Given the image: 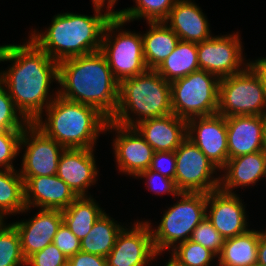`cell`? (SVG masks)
<instances>
[{
    "label": "cell",
    "mask_w": 266,
    "mask_h": 266,
    "mask_svg": "<svg viewBox=\"0 0 266 266\" xmlns=\"http://www.w3.org/2000/svg\"><path fill=\"white\" fill-rule=\"evenodd\" d=\"M94 6V17L59 14L53 19L45 35L33 34L30 39L58 63L100 51L105 26L114 16V11L109 10L103 15L100 13L102 6Z\"/></svg>",
    "instance_id": "3957f363"
},
{
    "label": "cell",
    "mask_w": 266,
    "mask_h": 266,
    "mask_svg": "<svg viewBox=\"0 0 266 266\" xmlns=\"http://www.w3.org/2000/svg\"><path fill=\"white\" fill-rule=\"evenodd\" d=\"M62 222L61 210L41 209L33 219L13 223L20 236L24 258L27 260L34 253L53 243Z\"/></svg>",
    "instance_id": "d6986e66"
},
{
    "label": "cell",
    "mask_w": 266,
    "mask_h": 266,
    "mask_svg": "<svg viewBox=\"0 0 266 266\" xmlns=\"http://www.w3.org/2000/svg\"><path fill=\"white\" fill-rule=\"evenodd\" d=\"M67 266H107V262L106 257L80 251L68 259Z\"/></svg>",
    "instance_id": "ab89813d"
},
{
    "label": "cell",
    "mask_w": 266,
    "mask_h": 266,
    "mask_svg": "<svg viewBox=\"0 0 266 266\" xmlns=\"http://www.w3.org/2000/svg\"><path fill=\"white\" fill-rule=\"evenodd\" d=\"M22 178L24 179L25 204L27 208L30 207V204H35L41 208L43 207L42 209L62 211L78 197L56 174ZM31 197L33 201H31Z\"/></svg>",
    "instance_id": "ac0fdd59"
},
{
    "label": "cell",
    "mask_w": 266,
    "mask_h": 266,
    "mask_svg": "<svg viewBox=\"0 0 266 266\" xmlns=\"http://www.w3.org/2000/svg\"><path fill=\"white\" fill-rule=\"evenodd\" d=\"M14 65L0 75L22 119L27 124L41 119L52 78L58 80V62L32 40L26 45L0 46V61Z\"/></svg>",
    "instance_id": "6da1fadb"
},
{
    "label": "cell",
    "mask_w": 266,
    "mask_h": 266,
    "mask_svg": "<svg viewBox=\"0 0 266 266\" xmlns=\"http://www.w3.org/2000/svg\"><path fill=\"white\" fill-rule=\"evenodd\" d=\"M259 239L260 232L252 230L225 239L219 254V266H250L257 263Z\"/></svg>",
    "instance_id": "d4e9b609"
},
{
    "label": "cell",
    "mask_w": 266,
    "mask_h": 266,
    "mask_svg": "<svg viewBox=\"0 0 266 266\" xmlns=\"http://www.w3.org/2000/svg\"><path fill=\"white\" fill-rule=\"evenodd\" d=\"M177 248L173 249L171 259L180 266H209L210 261L216 256L209 249L190 239L179 243Z\"/></svg>",
    "instance_id": "1f68e13d"
},
{
    "label": "cell",
    "mask_w": 266,
    "mask_h": 266,
    "mask_svg": "<svg viewBox=\"0 0 266 266\" xmlns=\"http://www.w3.org/2000/svg\"><path fill=\"white\" fill-rule=\"evenodd\" d=\"M53 244L66 256L67 259L81 251V241L63 222L54 236Z\"/></svg>",
    "instance_id": "8d00e7d4"
},
{
    "label": "cell",
    "mask_w": 266,
    "mask_h": 266,
    "mask_svg": "<svg viewBox=\"0 0 266 266\" xmlns=\"http://www.w3.org/2000/svg\"><path fill=\"white\" fill-rule=\"evenodd\" d=\"M266 116L226 117L228 159L262 150Z\"/></svg>",
    "instance_id": "e0dca14e"
},
{
    "label": "cell",
    "mask_w": 266,
    "mask_h": 266,
    "mask_svg": "<svg viewBox=\"0 0 266 266\" xmlns=\"http://www.w3.org/2000/svg\"><path fill=\"white\" fill-rule=\"evenodd\" d=\"M26 264L21 249L19 233L13 224L4 228L0 221V266H19Z\"/></svg>",
    "instance_id": "4dcf8cb0"
},
{
    "label": "cell",
    "mask_w": 266,
    "mask_h": 266,
    "mask_svg": "<svg viewBox=\"0 0 266 266\" xmlns=\"http://www.w3.org/2000/svg\"><path fill=\"white\" fill-rule=\"evenodd\" d=\"M166 266H180L178 265L175 261H173L172 259L169 260L168 264Z\"/></svg>",
    "instance_id": "f6af8a7d"
},
{
    "label": "cell",
    "mask_w": 266,
    "mask_h": 266,
    "mask_svg": "<svg viewBox=\"0 0 266 266\" xmlns=\"http://www.w3.org/2000/svg\"><path fill=\"white\" fill-rule=\"evenodd\" d=\"M149 24L150 30L142 36L143 55L147 69L156 70L173 52L179 37L170 27L165 26V22H149Z\"/></svg>",
    "instance_id": "cb8c5ba5"
},
{
    "label": "cell",
    "mask_w": 266,
    "mask_h": 266,
    "mask_svg": "<svg viewBox=\"0 0 266 266\" xmlns=\"http://www.w3.org/2000/svg\"><path fill=\"white\" fill-rule=\"evenodd\" d=\"M57 81L63 87L57 92L62 98L91 105L109 120L116 113L120 83L100 51L59 62Z\"/></svg>",
    "instance_id": "7a4b0ae2"
},
{
    "label": "cell",
    "mask_w": 266,
    "mask_h": 266,
    "mask_svg": "<svg viewBox=\"0 0 266 266\" xmlns=\"http://www.w3.org/2000/svg\"><path fill=\"white\" fill-rule=\"evenodd\" d=\"M196 117L187 120V138L194 143L217 168H223L228 161V139L226 117L220 114ZM197 131V136H192Z\"/></svg>",
    "instance_id": "4fadbf2b"
},
{
    "label": "cell",
    "mask_w": 266,
    "mask_h": 266,
    "mask_svg": "<svg viewBox=\"0 0 266 266\" xmlns=\"http://www.w3.org/2000/svg\"><path fill=\"white\" fill-rule=\"evenodd\" d=\"M240 39L235 34L211 37L197 43L199 68L216 75L219 79L238 74L242 62Z\"/></svg>",
    "instance_id": "8fae6325"
},
{
    "label": "cell",
    "mask_w": 266,
    "mask_h": 266,
    "mask_svg": "<svg viewBox=\"0 0 266 266\" xmlns=\"http://www.w3.org/2000/svg\"><path fill=\"white\" fill-rule=\"evenodd\" d=\"M32 134L31 142L27 138V128L23 130L20 146L28 144L23 157L21 177L52 176L57 173L62 147L52 138L45 135L34 123L26 124ZM26 131V132H25ZM30 142V143H28Z\"/></svg>",
    "instance_id": "7c38bea8"
},
{
    "label": "cell",
    "mask_w": 266,
    "mask_h": 266,
    "mask_svg": "<svg viewBox=\"0 0 266 266\" xmlns=\"http://www.w3.org/2000/svg\"><path fill=\"white\" fill-rule=\"evenodd\" d=\"M175 157V183L181 193H209L221 187L219 179L210 180L216 166L188 138L175 150Z\"/></svg>",
    "instance_id": "30bf717a"
},
{
    "label": "cell",
    "mask_w": 266,
    "mask_h": 266,
    "mask_svg": "<svg viewBox=\"0 0 266 266\" xmlns=\"http://www.w3.org/2000/svg\"><path fill=\"white\" fill-rule=\"evenodd\" d=\"M211 76L199 69L170 82L173 114L185 120L217 114L220 79Z\"/></svg>",
    "instance_id": "8992f818"
},
{
    "label": "cell",
    "mask_w": 266,
    "mask_h": 266,
    "mask_svg": "<svg viewBox=\"0 0 266 266\" xmlns=\"http://www.w3.org/2000/svg\"><path fill=\"white\" fill-rule=\"evenodd\" d=\"M122 229L104 213L94 223L87 236L81 240V251L107 257Z\"/></svg>",
    "instance_id": "83f0119b"
},
{
    "label": "cell",
    "mask_w": 266,
    "mask_h": 266,
    "mask_svg": "<svg viewBox=\"0 0 266 266\" xmlns=\"http://www.w3.org/2000/svg\"><path fill=\"white\" fill-rule=\"evenodd\" d=\"M14 169H0V221L6 213L28 210L25 204L24 179ZM3 214V215H2Z\"/></svg>",
    "instance_id": "f1b7e54d"
},
{
    "label": "cell",
    "mask_w": 266,
    "mask_h": 266,
    "mask_svg": "<svg viewBox=\"0 0 266 266\" xmlns=\"http://www.w3.org/2000/svg\"><path fill=\"white\" fill-rule=\"evenodd\" d=\"M209 204L211 205L210 215L206 217L224 239L233 238L248 231L243 204L234 192L230 194L220 189L209 192L207 208Z\"/></svg>",
    "instance_id": "2e32d148"
},
{
    "label": "cell",
    "mask_w": 266,
    "mask_h": 266,
    "mask_svg": "<svg viewBox=\"0 0 266 266\" xmlns=\"http://www.w3.org/2000/svg\"><path fill=\"white\" fill-rule=\"evenodd\" d=\"M228 170L224 177L221 191L232 194L233 187L255 184L262 176H266V157L262 151L241 155L228 159L223 167ZM226 179V180H225Z\"/></svg>",
    "instance_id": "603a6c76"
},
{
    "label": "cell",
    "mask_w": 266,
    "mask_h": 266,
    "mask_svg": "<svg viewBox=\"0 0 266 266\" xmlns=\"http://www.w3.org/2000/svg\"><path fill=\"white\" fill-rule=\"evenodd\" d=\"M248 66L259 77L261 84L266 90V58L258 59L255 63H248Z\"/></svg>",
    "instance_id": "60d3db41"
},
{
    "label": "cell",
    "mask_w": 266,
    "mask_h": 266,
    "mask_svg": "<svg viewBox=\"0 0 266 266\" xmlns=\"http://www.w3.org/2000/svg\"><path fill=\"white\" fill-rule=\"evenodd\" d=\"M67 263L66 256L53 243L26 260V265L31 266H67Z\"/></svg>",
    "instance_id": "d590c367"
},
{
    "label": "cell",
    "mask_w": 266,
    "mask_h": 266,
    "mask_svg": "<svg viewBox=\"0 0 266 266\" xmlns=\"http://www.w3.org/2000/svg\"><path fill=\"white\" fill-rule=\"evenodd\" d=\"M165 160H168V166L165 164ZM164 162V163H163ZM168 168V169H167ZM150 170L155 171L161 175H164L170 179L175 180L176 174V157L175 151H161L154 152L152 156V162L150 165Z\"/></svg>",
    "instance_id": "74e56055"
},
{
    "label": "cell",
    "mask_w": 266,
    "mask_h": 266,
    "mask_svg": "<svg viewBox=\"0 0 266 266\" xmlns=\"http://www.w3.org/2000/svg\"><path fill=\"white\" fill-rule=\"evenodd\" d=\"M257 263L266 266V232H260V239L257 248Z\"/></svg>",
    "instance_id": "b9f144b4"
},
{
    "label": "cell",
    "mask_w": 266,
    "mask_h": 266,
    "mask_svg": "<svg viewBox=\"0 0 266 266\" xmlns=\"http://www.w3.org/2000/svg\"><path fill=\"white\" fill-rule=\"evenodd\" d=\"M103 214L93 199L84 196L77 197L70 206L62 210L63 223L80 241Z\"/></svg>",
    "instance_id": "4316f807"
},
{
    "label": "cell",
    "mask_w": 266,
    "mask_h": 266,
    "mask_svg": "<svg viewBox=\"0 0 266 266\" xmlns=\"http://www.w3.org/2000/svg\"><path fill=\"white\" fill-rule=\"evenodd\" d=\"M168 19L169 27L181 41L200 43L211 38L204 14L188 0H177L165 23Z\"/></svg>",
    "instance_id": "7402d4cb"
},
{
    "label": "cell",
    "mask_w": 266,
    "mask_h": 266,
    "mask_svg": "<svg viewBox=\"0 0 266 266\" xmlns=\"http://www.w3.org/2000/svg\"><path fill=\"white\" fill-rule=\"evenodd\" d=\"M178 196L183 198L168 209L157 230L151 233L157 254L179 239L180 243L191 239L193 230L207 215L208 193L183 192Z\"/></svg>",
    "instance_id": "52a82bcc"
},
{
    "label": "cell",
    "mask_w": 266,
    "mask_h": 266,
    "mask_svg": "<svg viewBox=\"0 0 266 266\" xmlns=\"http://www.w3.org/2000/svg\"><path fill=\"white\" fill-rule=\"evenodd\" d=\"M1 84L3 81L0 79V130L23 131L25 126L16 115L18 110L14 101Z\"/></svg>",
    "instance_id": "836d02e7"
},
{
    "label": "cell",
    "mask_w": 266,
    "mask_h": 266,
    "mask_svg": "<svg viewBox=\"0 0 266 266\" xmlns=\"http://www.w3.org/2000/svg\"><path fill=\"white\" fill-rule=\"evenodd\" d=\"M128 108L143 116L137 123L173 114L170 82L154 69H147L142 74L123 80L119 86L117 111L110 121L134 127V120H131Z\"/></svg>",
    "instance_id": "5b68a950"
},
{
    "label": "cell",
    "mask_w": 266,
    "mask_h": 266,
    "mask_svg": "<svg viewBox=\"0 0 266 266\" xmlns=\"http://www.w3.org/2000/svg\"><path fill=\"white\" fill-rule=\"evenodd\" d=\"M134 128L151 145L154 152L175 151L187 138V120L175 114L141 121Z\"/></svg>",
    "instance_id": "ffe728a7"
},
{
    "label": "cell",
    "mask_w": 266,
    "mask_h": 266,
    "mask_svg": "<svg viewBox=\"0 0 266 266\" xmlns=\"http://www.w3.org/2000/svg\"><path fill=\"white\" fill-rule=\"evenodd\" d=\"M23 131L0 130V166L14 169L10 163L17 155Z\"/></svg>",
    "instance_id": "e575fe53"
},
{
    "label": "cell",
    "mask_w": 266,
    "mask_h": 266,
    "mask_svg": "<svg viewBox=\"0 0 266 266\" xmlns=\"http://www.w3.org/2000/svg\"><path fill=\"white\" fill-rule=\"evenodd\" d=\"M149 223H136L131 231L118 234L115 245L106 257L107 266H144L157 255Z\"/></svg>",
    "instance_id": "5bb4252c"
},
{
    "label": "cell",
    "mask_w": 266,
    "mask_h": 266,
    "mask_svg": "<svg viewBox=\"0 0 266 266\" xmlns=\"http://www.w3.org/2000/svg\"><path fill=\"white\" fill-rule=\"evenodd\" d=\"M111 127L120 133L114 143L120 170L137 176L140 172L149 169L154 153L151 145L134 127L122 126L109 120L106 129Z\"/></svg>",
    "instance_id": "9a60e30c"
},
{
    "label": "cell",
    "mask_w": 266,
    "mask_h": 266,
    "mask_svg": "<svg viewBox=\"0 0 266 266\" xmlns=\"http://www.w3.org/2000/svg\"><path fill=\"white\" fill-rule=\"evenodd\" d=\"M137 176H142L146 177L148 180L149 185L152 187V190L155 191L156 193L160 192H168L172 193L173 195H179L181 192L177 189L175 180L170 179L164 175H161L155 171H152L150 169L144 170L140 172ZM160 177L162 181V186H157L155 182L157 181L156 179ZM156 178V179H155ZM159 180V179H158ZM157 183V182H156ZM156 186V187H155ZM157 190V191H156Z\"/></svg>",
    "instance_id": "f35d334b"
},
{
    "label": "cell",
    "mask_w": 266,
    "mask_h": 266,
    "mask_svg": "<svg viewBox=\"0 0 266 266\" xmlns=\"http://www.w3.org/2000/svg\"><path fill=\"white\" fill-rule=\"evenodd\" d=\"M125 22V20L114 14L105 26L100 49V52L105 56L114 77L119 83L125 79L142 74L147 70L141 35L121 32L116 36L112 45L111 39H109V35L106 33V31L111 32L116 28L118 29Z\"/></svg>",
    "instance_id": "9c48e42d"
},
{
    "label": "cell",
    "mask_w": 266,
    "mask_h": 266,
    "mask_svg": "<svg viewBox=\"0 0 266 266\" xmlns=\"http://www.w3.org/2000/svg\"><path fill=\"white\" fill-rule=\"evenodd\" d=\"M197 43L181 41L156 71L168 82L199 70Z\"/></svg>",
    "instance_id": "484cf974"
},
{
    "label": "cell",
    "mask_w": 266,
    "mask_h": 266,
    "mask_svg": "<svg viewBox=\"0 0 266 266\" xmlns=\"http://www.w3.org/2000/svg\"><path fill=\"white\" fill-rule=\"evenodd\" d=\"M264 106L266 90L248 65L246 70L220 79L217 114L224 117L266 116Z\"/></svg>",
    "instance_id": "ba28073f"
},
{
    "label": "cell",
    "mask_w": 266,
    "mask_h": 266,
    "mask_svg": "<svg viewBox=\"0 0 266 266\" xmlns=\"http://www.w3.org/2000/svg\"><path fill=\"white\" fill-rule=\"evenodd\" d=\"M92 149L69 148L60 155L56 175L78 196H85V190L95 182L97 169Z\"/></svg>",
    "instance_id": "44dd1931"
},
{
    "label": "cell",
    "mask_w": 266,
    "mask_h": 266,
    "mask_svg": "<svg viewBox=\"0 0 266 266\" xmlns=\"http://www.w3.org/2000/svg\"><path fill=\"white\" fill-rule=\"evenodd\" d=\"M261 151L263 152V154L266 157V127H265V130L263 133V144H262V150Z\"/></svg>",
    "instance_id": "ee69618b"
},
{
    "label": "cell",
    "mask_w": 266,
    "mask_h": 266,
    "mask_svg": "<svg viewBox=\"0 0 266 266\" xmlns=\"http://www.w3.org/2000/svg\"><path fill=\"white\" fill-rule=\"evenodd\" d=\"M250 266H262V265L259 263H254L253 265H250Z\"/></svg>",
    "instance_id": "bcb514c9"
},
{
    "label": "cell",
    "mask_w": 266,
    "mask_h": 266,
    "mask_svg": "<svg viewBox=\"0 0 266 266\" xmlns=\"http://www.w3.org/2000/svg\"><path fill=\"white\" fill-rule=\"evenodd\" d=\"M47 102L48 123L36 119L34 125L65 149H93L98 132L106 129L109 119L91 105L73 102L58 94Z\"/></svg>",
    "instance_id": "277c9868"
},
{
    "label": "cell",
    "mask_w": 266,
    "mask_h": 266,
    "mask_svg": "<svg viewBox=\"0 0 266 266\" xmlns=\"http://www.w3.org/2000/svg\"><path fill=\"white\" fill-rule=\"evenodd\" d=\"M105 0H93L94 5H99L103 7V3ZM116 0H109L108 1V9L113 7V4H115Z\"/></svg>",
    "instance_id": "7bdbcfd3"
},
{
    "label": "cell",
    "mask_w": 266,
    "mask_h": 266,
    "mask_svg": "<svg viewBox=\"0 0 266 266\" xmlns=\"http://www.w3.org/2000/svg\"><path fill=\"white\" fill-rule=\"evenodd\" d=\"M212 251L216 256L221 253L225 239L213 227L211 221L205 217L193 230L191 239Z\"/></svg>",
    "instance_id": "d6a6232c"
},
{
    "label": "cell",
    "mask_w": 266,
    "mask_h": 266,
    "mask_svg": "<svg viewBox=\"0 0 266 266\" xmlns=\"http://www.w3.org/2000/svg\"><path fill=\"white\" fill-rule=\"evenodd\" d=\"M177 0H136L137 7L115 11L119 18L129 21L146 17L148 22H165Z\"/></svg>",
    "instance_id": "f546056e"
}]
</instances>
